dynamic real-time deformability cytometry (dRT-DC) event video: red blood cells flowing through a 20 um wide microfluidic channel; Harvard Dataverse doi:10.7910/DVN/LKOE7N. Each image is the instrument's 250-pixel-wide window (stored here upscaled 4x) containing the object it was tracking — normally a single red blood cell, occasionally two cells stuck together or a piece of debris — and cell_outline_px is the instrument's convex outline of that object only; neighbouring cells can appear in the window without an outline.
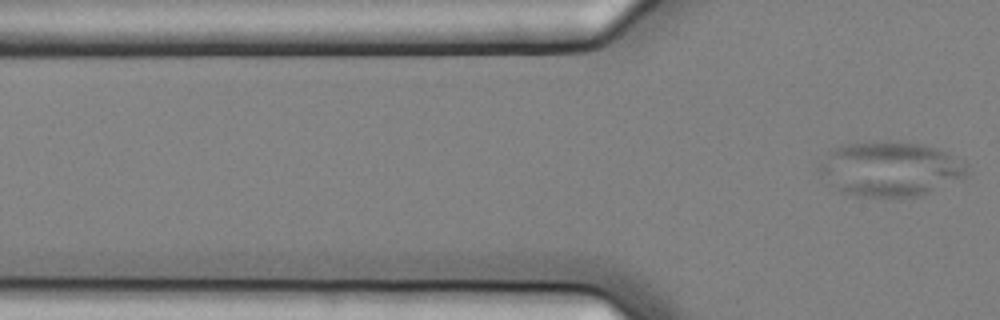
{"species": "common noctule bat (a hibernating species)", "species_latin": "Nyctalus noctula", "temperature_condition": "cold", "stored_images_in_passage": 5, "segment_of_instrument_passage": [2, 2], "camera_frame_rate_fps": 3000, "um_per_image_px": 0.085, "animal": {"sex": "female", "body_mass_g": 25.1}, "frame": {"image": 1, "passage_image": 5, "time_ms": 1.333, "image_size_px": [1000, 320], "cell_outline_px": [[968, 176], [928, 192], [916, 196], [856, 196], [840, 192], [816, 172], [816, 168], [828, 152], [836, 148], [848, 144], [900, 140], [924, 144], [940, 148], [964, 160], [968, 164]], "centroid_in_image_um": [75.69, 14.34], "position_along_channel_um": 50.1, "area_um2": 47.51}}